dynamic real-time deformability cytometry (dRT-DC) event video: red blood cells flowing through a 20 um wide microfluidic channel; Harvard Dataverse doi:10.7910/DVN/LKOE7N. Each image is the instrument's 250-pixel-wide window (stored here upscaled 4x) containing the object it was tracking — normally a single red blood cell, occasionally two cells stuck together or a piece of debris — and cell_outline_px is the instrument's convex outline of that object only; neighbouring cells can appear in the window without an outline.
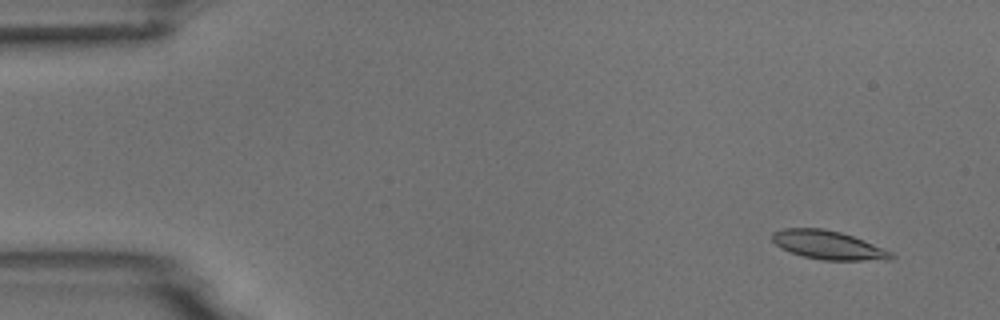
{"species": "common noctule bat (a hibernating species)", "species_latin": "Nyctalus noctula", "temperature_condition": "room temperature", "stored_images_in_passage": 6, "camera_frame_rate_fps": 3000, "um_per_image_px": 0.085, "animal": {"sex": "male", "body_mass_g": 18.8}, "frame": {"image": 1, "passage_image": 1, "time_ms": 0.0, "image_size_px": [1000, 320], "cell_outline_px": [[896, 256], [892, 260], [824, 260], [804, 256], [780, 248], [772, 240], [772, 232], [784, 228], [824, 228], [840, 232], [852, 236], [884, 248], [892, 252]], "centroid_in_image_um": [70.42, 20.83], "position_along_channel_um": 14.6, "area_um2": 19.83}}
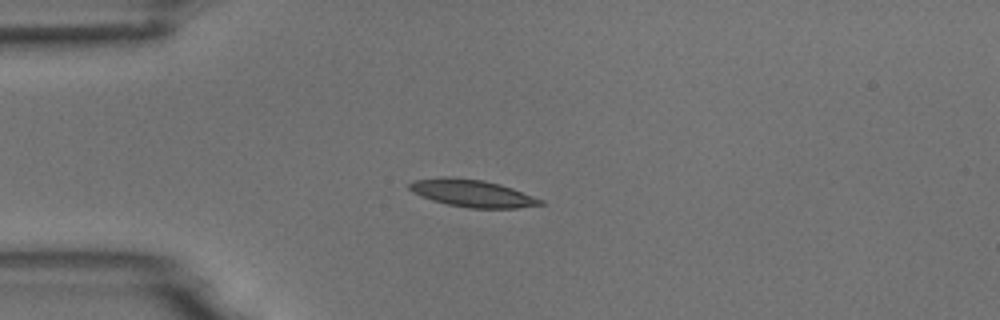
{"frame": {"image": 2, "passage_image": 4, "time_ms": 3.333, "image_size_px": [1000, 320], "cell_outline_px": [[544, 204], [516, 208], [468, 208], [448, 204], [432, 200], [420, 196], [412, 192], [408, 188], [408, 184], [412, 180], [444, 176], [452, 176], [484, 180], [500, 184], [512, 188], [544, 200]], "centroid_in_image_um": [40.1, 16.41], "position_along_channel_um": 44.9, "area_um2": 21.04}}
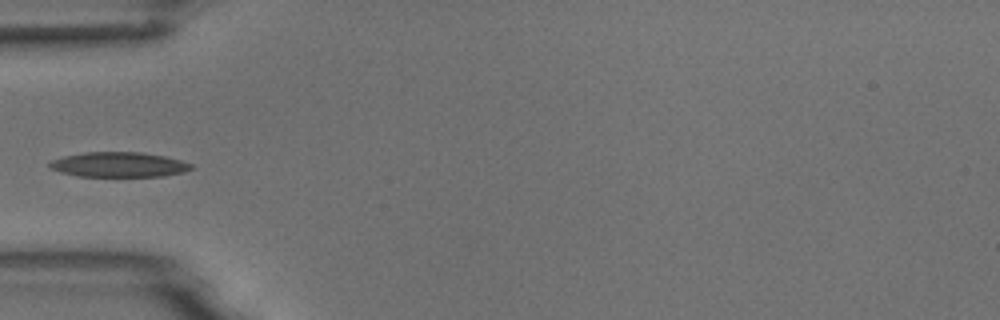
{"frame": {"image": 3, "passage_image": 5, "time_ms": 4.667, "image_size_px": [1000, 320], "cell_outline_px": [[192, 168], [184, 172], [164, 176], [80, 176], [60, 172], [52, 168], [48, 164], [52, 160], [64, 156], [84, 152], [144, 152], [164, 156], [180, 160], [192, 164]], "centroid_in_image_um": [10.12, 13.98], "position_along_channel_um": 74.9, "area_um2": 20.46}}